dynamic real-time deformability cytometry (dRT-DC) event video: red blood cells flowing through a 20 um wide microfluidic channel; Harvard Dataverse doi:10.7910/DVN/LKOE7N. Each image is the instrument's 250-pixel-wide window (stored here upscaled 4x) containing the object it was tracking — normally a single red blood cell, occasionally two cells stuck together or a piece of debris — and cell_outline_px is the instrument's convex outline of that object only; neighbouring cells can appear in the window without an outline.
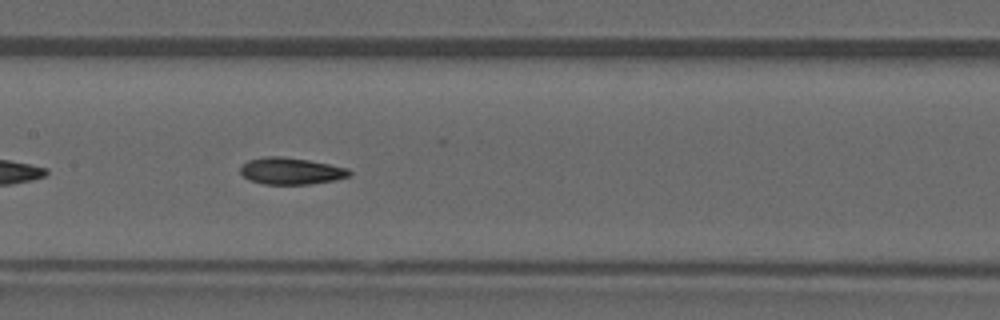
{"species": "common noctule bat (a hibernating species)", "species_latin": "Nyctalus noctula", "temperature_condition": "warm", "stored_images_in_passage": 33, "camera_frame_rate_fps": 3000, "um_per_image_px": 0.085, "animal": {"sex": "male", "forearm_length_mm": 52.5}, "frame": {"image": 1, "passage_image": 10, "time_ms": 3.0, "image_size_px": [1000, 320], "cell_outline_px": [[352, 172], [348, 176], [336, 180], [308, 184], [264, 184], [248, 180], [240, 172], [240, 168], [248, 160], [264, 156], [280, 156], [308, 160], [348, 168]], "centroid_in_image_um": [24.72, 14.53], "position_along_channel_um": 182.7, "area_um2": 16.94}}